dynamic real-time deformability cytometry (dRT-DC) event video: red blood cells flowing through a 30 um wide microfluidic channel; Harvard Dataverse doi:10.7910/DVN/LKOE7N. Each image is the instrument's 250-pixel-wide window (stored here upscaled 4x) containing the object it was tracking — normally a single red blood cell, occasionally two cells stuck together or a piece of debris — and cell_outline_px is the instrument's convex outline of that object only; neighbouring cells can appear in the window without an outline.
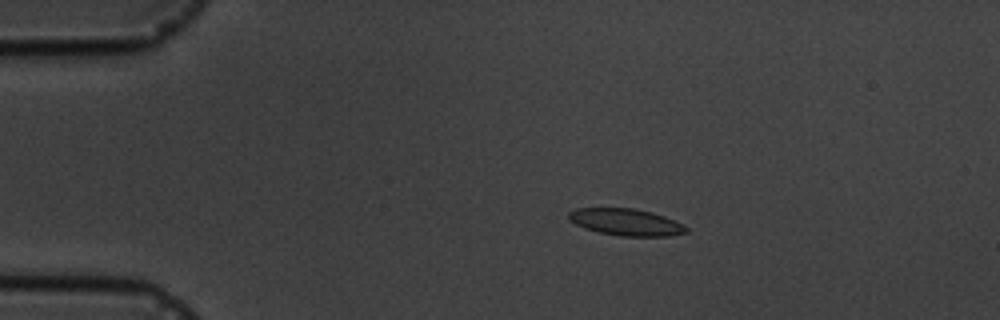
{"species": "common noctule bat (a hibernating species)", "species_latin": "Nyctalus noctula", "temperature_condition": "cold", "stored_images_in_passage": 16, "camera_frame_rate_fps": 3000, "um_per_image_px": 0.085, "animal": {"sex": "male", "body_mass_g": 19.5, "forearm_length_mm": 54.6}, "frame": {"image": 1, "passage_image": 3, "time_ms": 3.0, "image_size_px": [1000, 320], "cell_outline_px": [[688, 232], [672, 236], [620, 236], [596, 232], [584, 228], [568, 220], [568, 212], [576, 208], [636, 208], [652, 212], [664, 216], [688, 228]], "centroid_in_image_um": [53.17, 18.88], "position_along_channel_um": 31.8, "area_um2": 18.5}}
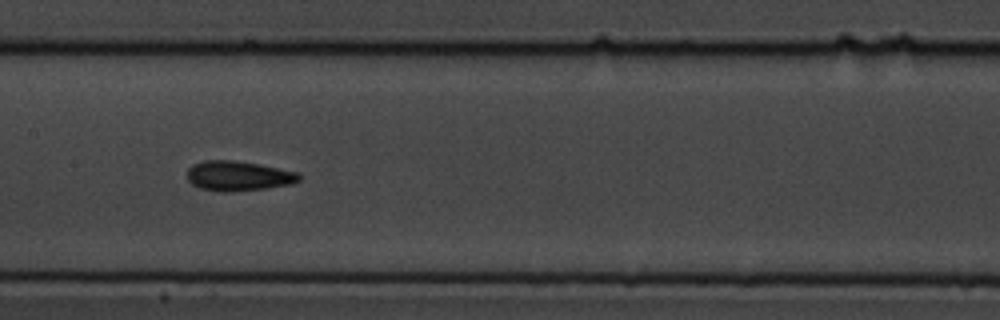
{"frame": {"image": 2, "passage_image": 8, "time_ms": 8.667, "image_size_px": [1000, 320], "cell_outline_px": [[300, 180], [292, 184], [264, 188], [228, 192], [220, 192], [200, 188], [192, 184], [188, 180], [188, 168], [192, 164], [204, 160], [236, 160], [260, 164], [296, 172], [300, 176]], "centroid_in_image_um": [20.22, 14.94], "position_along_channel_um": 187.2, "area_um2": 19.48}}
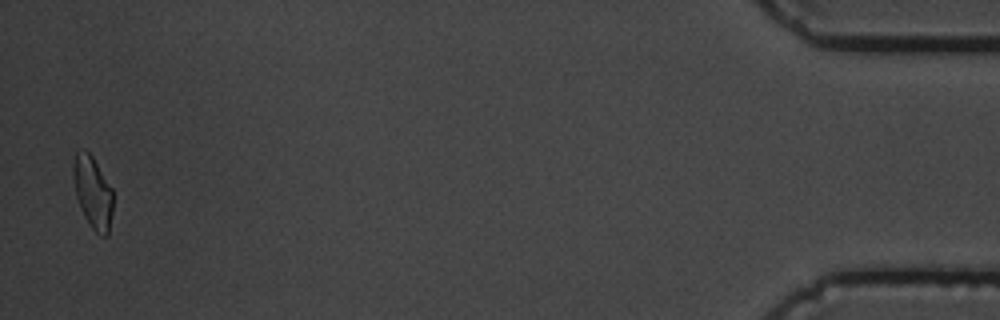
{"frame": {"image": 3, "passage_image": 16, "time_ms": 17.667, "image_size_px": [1000, 320], "cell_outline_px": [[112, 212], [108, 236], [100, 236], [92, 228], [84, 216], [76, 196], [72, 176], [72, 164], [76, 152], [80, 148], [84, 148], [92, 156], [112, 188]], "centroid_in_image_um": [7.86, 16.32], "position_along_channel_um": 427.3, "area_um2": 16.82}, "authors_computed_cell_mechanics": {"area_um2": 18.0336, "velocity_mm_per_s": 3.6352, "shape_relaxation_time_tau1_ms": 4.2139, "shape_relaxation_time_tau2_ms": 3.6746, "deformation_change_tau1": 0.1071, "deformation_change_tau2": 0.0875}}